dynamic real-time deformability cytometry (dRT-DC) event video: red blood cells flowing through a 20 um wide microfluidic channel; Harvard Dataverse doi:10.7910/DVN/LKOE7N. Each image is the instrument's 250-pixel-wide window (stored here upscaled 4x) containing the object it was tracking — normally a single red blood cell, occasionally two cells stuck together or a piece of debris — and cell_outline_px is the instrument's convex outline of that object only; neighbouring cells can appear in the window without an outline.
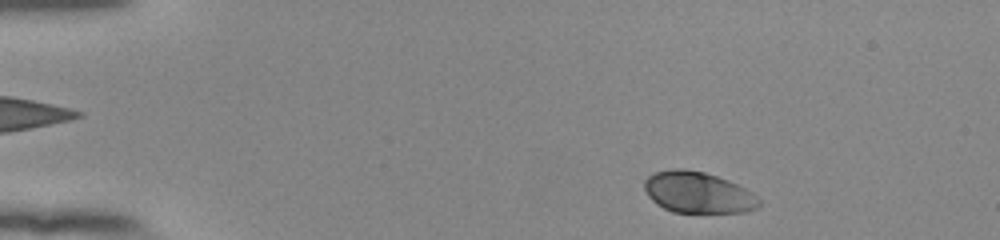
{"species": "human", "species_latin": "Homo sapiens", "temperature_condition": "room temperature", "stored_images_in_passage": 47, "camera_frame_rate_fps": 3000, "um_per_image_px": 0.085, "donor": {"sex": "female"}, "frame": {"image": 1, "passage_image": 2, "time_ms": 0.333, "image_size_px": [1000, 240], "cell_outline_px": [[760, 204], [756, 208], [744, 212], [672, 212], [656, 204], [648, 196], [644, 188], [644, 180], [648, 176], [656, 172], [672, 168], [684, 168], [704, 172], [728, 180], [752, 192], [760, 200]], "centroid_in_image_um": [59.3, 16.35], "position_along_channel_um": 25.7, "area_um2": 27.51}}
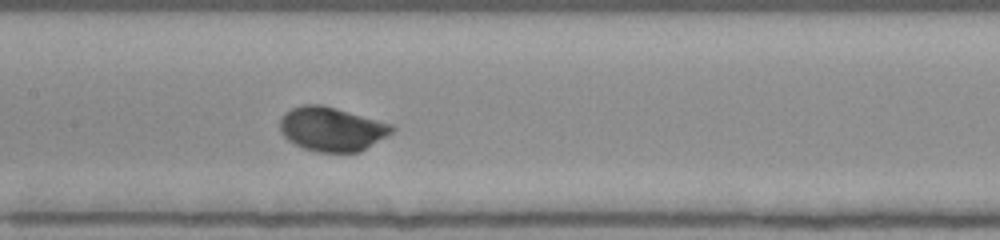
{"frame": {"image": 2, "passage_image": 21, "time_ms": 6.667, "image_size_px": [1000, 240], "cell_outline_px": [[396, 128], [388, 136], [360, 152], [316, 152], [304, 148], [288, 140], [280, 132], [280, 120], [284, 112], [292, 108], [304, 104], [320, 104], [336, 108], [392, 124]], "centroid_in_image_um": [28.2, 10.97], "position_along_channel_um": 179.2, "area_um2": 28.84}}
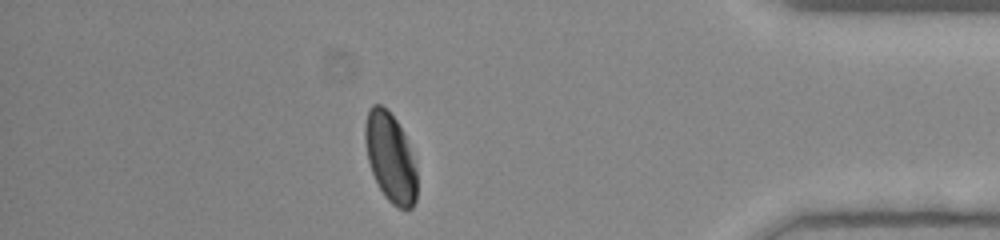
{"frame": {"image": 3, "passage_image": 41, "time_ms": 13.333, "image_size_px": [1000, 240], "cell_outline_px": [[416, 200], [412, 208], [396, 208], [384, 196], [372, 172], [368, 160], [364, 140], [364, 128], [368, 108], [372, 104], [380, 104], [396, 120], [404, 136], [416, 168]], "centroid_in_image_um": [33.15, 13.4], "position_along_channel_um": 402.0, "area_um2": 26.53}, "authors_computed_cell_mechanics": {"area_um2": 28.1486, "velocity_mm_per_s": 3.8417, "shape_relaxation_time_tau1_ms": 1.8864, "shape_relaxation_time_tau2_ms": null, "deformation_change_tau1": 0.129, "deformation_change_tau2": null}}